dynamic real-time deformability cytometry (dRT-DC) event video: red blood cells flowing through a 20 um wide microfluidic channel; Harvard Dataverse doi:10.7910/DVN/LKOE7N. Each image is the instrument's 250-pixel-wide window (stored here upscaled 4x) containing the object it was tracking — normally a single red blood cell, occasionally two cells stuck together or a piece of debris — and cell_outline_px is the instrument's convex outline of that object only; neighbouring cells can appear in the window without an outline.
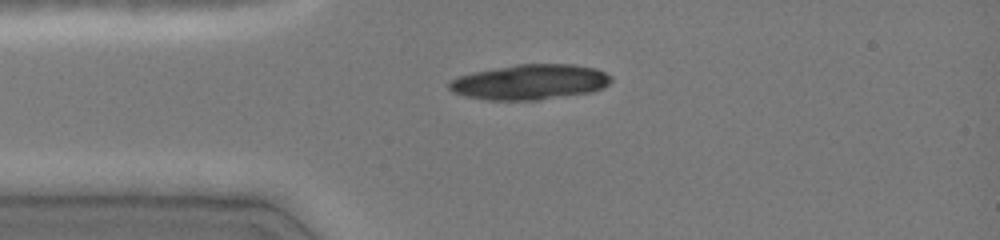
{"species": "common noctule bat (a hibernating species)", "species_latin": "Nyctalus noctula", "temperature_condition": "cold", "stored_images_in_passage": 36, "camera_frame_rate_fps": 3000, "um_per_image_px": 0.085, "animal": {"sex": "female", "body_mass_g": 19.0, "forearm_length_mm": 51.5}, "frame": {"image": 1, "passage_image": 1, "time_ms": 0.0, "image_size_px": [1000, 240], "cell_outline_px": [[612, 80], [604, 88], [592, 92], [540, 100], [488, 100], [464, 96], [452, 92], [448, 88], [448, 84], [452, 80], [460, 76], [472, 72], [516, 64], [576, 64], [596, 68], [612, 76]], "centroid_in_image_um": [45.07, 6.97], "position_along_channel_um": 39.9, "area_um2": 33.52}}